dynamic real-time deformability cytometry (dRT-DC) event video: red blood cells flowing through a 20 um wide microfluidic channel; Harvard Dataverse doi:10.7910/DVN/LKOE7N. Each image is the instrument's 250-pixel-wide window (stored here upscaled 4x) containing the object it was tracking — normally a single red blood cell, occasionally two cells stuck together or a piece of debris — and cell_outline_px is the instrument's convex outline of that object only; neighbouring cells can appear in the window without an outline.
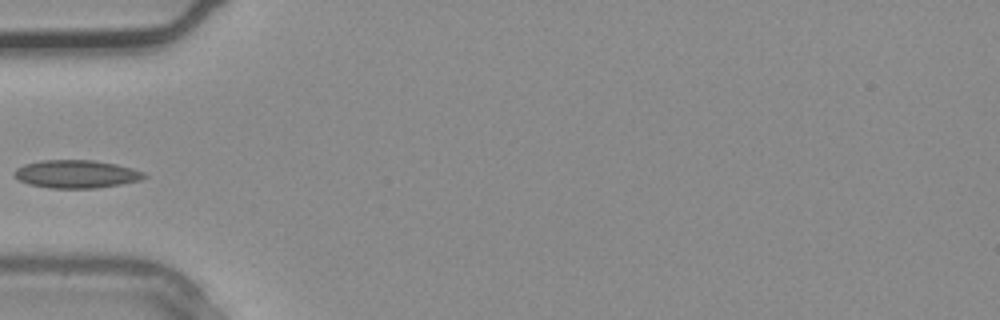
{"species": "common noctule bat (a hibernating species)", "species_latin": "Nyctalus noctula", "temperature_condition": "warm", "stored_images_in_passage": 2, "camera_frame_rate_fps": 3000, "um_per_image_px": 0.085, "animal": {"sex": "male", "body_mass_g": 20.4}, "frame": {"image": 1, "passage_image": 2, "time_ms": 0.333, "image_size_px": [1000, 320], "cell_outline_px": [[148, 176], [140, 180], [120, 184], [96, 188], [48, 188], [28, 184], [20, 180], [12, 172], [16, 168], [24, 164], [44, 160], [92, 160], [116, 164], [132, 168], [144, 172]], "centroid_in_image_um": [6.48, 14.79], "position_along_channel_um": 78.5, "area_um2": 21.15}}